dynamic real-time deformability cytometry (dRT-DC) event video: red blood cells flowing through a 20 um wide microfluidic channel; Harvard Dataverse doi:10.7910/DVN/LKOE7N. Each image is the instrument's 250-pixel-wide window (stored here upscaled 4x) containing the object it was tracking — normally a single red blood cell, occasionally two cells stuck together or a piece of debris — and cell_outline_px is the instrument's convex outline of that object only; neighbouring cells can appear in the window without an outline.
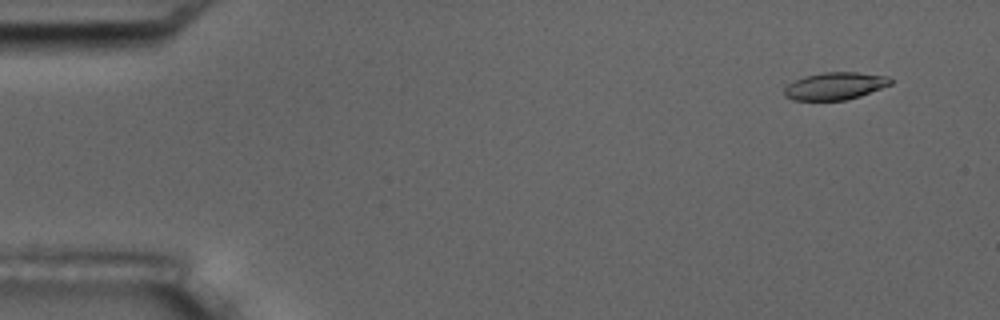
{"species": "common noctule bat (a hibernating species)", "species_latin": "Nyctalus noctula", "temperature_condition": "room temperature", "stored_images_in_passage": 5, "camera_frame_rate_fps": 3000, "um_per_image_px": 0.085, "animal": {"sex": "male", "body_mass_g": 17.5, "forearm_length_mm": 52.3}, "frame": {"image": 1, "passage_image": 2, "time_ms": 1.0, "image_size_px": [1000, 320], "cell_outline_px": [[892, 84], [860, 96], [848, 100], [792, 100], [784, 96], [784, 88], [788, 84], [804, 76], [824, 72], [856, 72], [888, 76], [892, 80]], "centroid_in_image_um": [70.98, 7.31], "position_along_channel_um": 14.0, "area_um2": 16.99}}
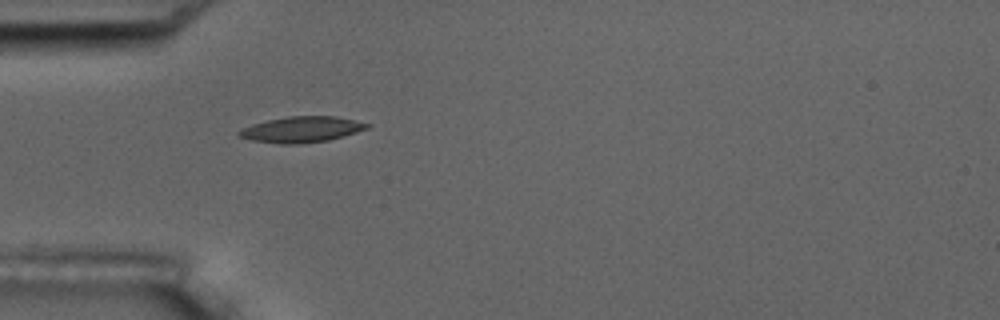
{"frame": {"image": 2, "passage_image": 5, "time_ms": 5.333, "image_size_px": [1000, 320], "cell_outline_px": [[372, 124], [368, 128], [356, 132], [328, 140], [300, 144], [280, 144], [252, 140], [236, 136], [236, 132], [252, 124], [268, 120], [288, 116], [336, 116]], "centroid_in_image_um": [25.61, 11.0], "position_along_channel_um": 59.4, "area_um2": 19.25}}